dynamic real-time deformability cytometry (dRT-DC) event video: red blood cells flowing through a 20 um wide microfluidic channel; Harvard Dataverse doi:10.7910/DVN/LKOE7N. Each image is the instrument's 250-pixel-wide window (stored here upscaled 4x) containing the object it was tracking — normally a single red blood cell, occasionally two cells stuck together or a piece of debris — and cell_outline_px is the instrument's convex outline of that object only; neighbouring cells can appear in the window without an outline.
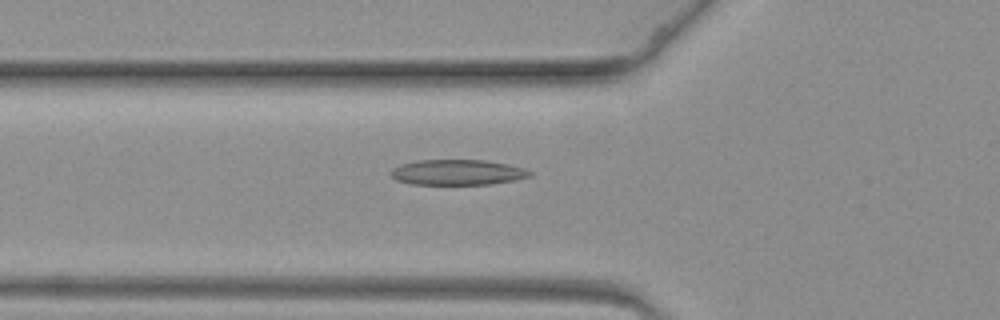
{"species": "common noctule bat (a hibernating species)", "species_latin": "Nyctalus noctula", "temperature_condition": "warm", "stored_images_in_passage": 41, "camera_frame_rate_fps": 3000, "um_per_image_px": 0.085, "animal": {"sex": "female", "body_mass_g": 19.3, "forearm_length_mm": 54.1}, "frame": {"image": 1, "passage_image": 8, "time_ms": 2.333, "image_size_px": [1000, 320], "cell_outline_px": [[532, 176], [516, 180], [488, 184], [412, 184], [396, 180], [388, 172], [392, 168], [400, 164], [416, 160], [484, 160], [508, 164], [524, 168], [532, 172]], "centroid_in_image_um": [38.87, 14.64], "position_along_channel_um": 86.9, "area_um2": 20.69}}
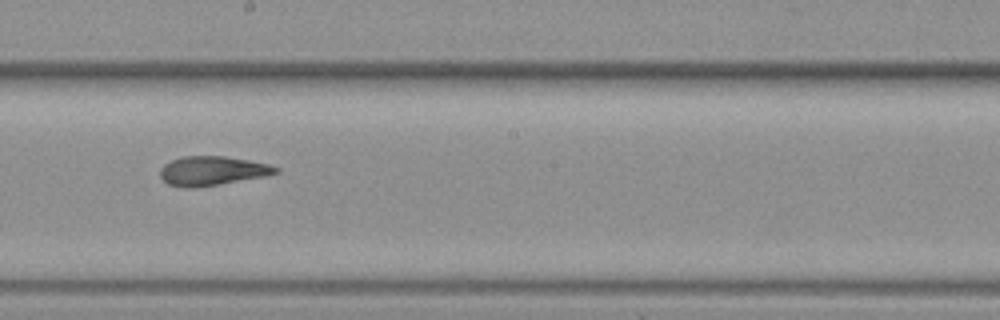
{"frame": {"image": 2, "passage_image": 21, "time_ms": 6.667, "image_size_px": [1000, 320], "cell_outline_px": [[280, 172], [264, 176], [220, 184], [188, 188], [168, 184], [160, 176], [160, 168], [164, 164], [172, 160], [184, 156], [224, 156], [248, 160], [268, 164], [280, 168]], "centroid_in_image_um": [18.04, 14.51], "position_along_channel_um": 230.2, "area_um2": 19.48}}
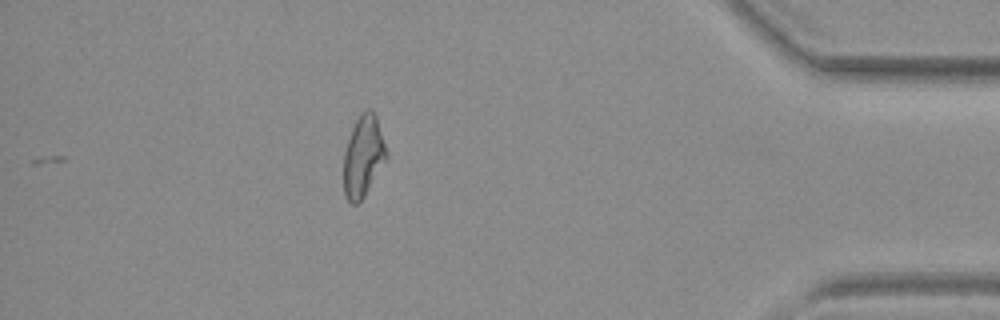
{"frame": {"image": 3, "passage_image": 41, "time_ms": 13.333, "image_size_px": [1000, 320], "cell_outline_px": [[388, 156], [364, 196], [356, 204], [352, 204], [348, 200], [344, 192], [344, 152], [352, 128], [360, 112], [368, 108], [372, 108], [376, 116], [388, 152]], "centroid_in_image_um": [30.88, 13.24], "position_along_channel_um": 404.3, "area_um2": 20.11}}